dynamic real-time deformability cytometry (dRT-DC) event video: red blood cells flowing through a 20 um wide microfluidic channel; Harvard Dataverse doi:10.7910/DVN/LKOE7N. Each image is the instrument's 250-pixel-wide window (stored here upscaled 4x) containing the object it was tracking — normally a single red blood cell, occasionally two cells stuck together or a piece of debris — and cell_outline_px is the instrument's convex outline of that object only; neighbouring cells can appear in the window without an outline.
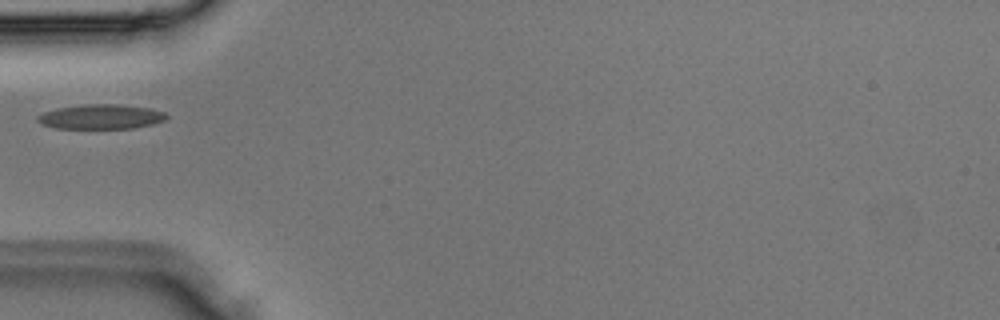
{"species": "Egyptian fruit bat (a non-hibernating species)", "species_latin": "Rousettus aegyptiacus", "temperature_condition": "room temperature", "stored_images_in_passage": 1, "camera_frame_rate_fps": 3000, "um_per_image_px": 0.085, "animal": {"sex": "male"}, "frame": {"image": 1, "passage_image": 1, "time_ms": 0.0, "image_size_px": [1000, 320], "cell_outline_px": [[168, 116], [164, 120], [152, 124], [132, 128], [56, 128], [40, 124], [36, 120], [36, 116], [44, 112], [56, 108], [84, 104], [120, 104], [148, 108], [164, 112]], "centroid_in_image_um": [8.53, 9.91], "position_along_channel_um": 76.5, "area_um2": 18.5}}